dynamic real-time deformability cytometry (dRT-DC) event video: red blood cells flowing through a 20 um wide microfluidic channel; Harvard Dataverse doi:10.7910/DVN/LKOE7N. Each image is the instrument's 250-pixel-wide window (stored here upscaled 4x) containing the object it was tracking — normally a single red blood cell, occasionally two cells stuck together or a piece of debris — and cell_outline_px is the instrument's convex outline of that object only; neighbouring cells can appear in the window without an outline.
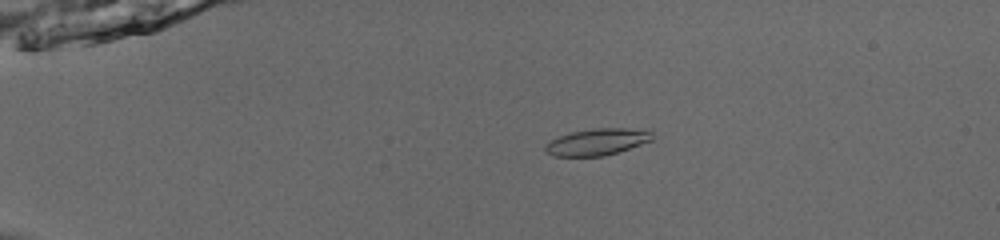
{"species": "common noctule bat (a hibernating species)", "species_latin": "Nyctalus noctula", "temperature_condition": "room temperature", "stored_images_in_passage": 55, "camera_frame_rate_fps": 3000, "um_per_image_px": 0.085, "animal": {"sex": "male", "body_mass_g": 13.0, "forearm_length_mm": 53.1}, "frame": {"image": 1, "passage_image": 14, "time_ms": 4.333, "image_size_px": [1000, 240], "cell_outline_px": [[656, 136], [652, 140], [604, 156], [552, 156], [544, 152], [544, 144], [560, 136], [572, 132], [592, 128], [648, 128]], "centroid_in_image_um": [50.79, 12.04], "position_along_channel_um": 34.2, "area_um2": 16.82}}
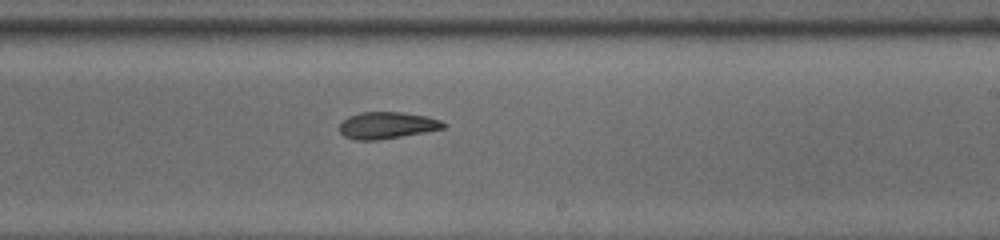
{"frame": {"image": 2, "passage_image": 36, "time_ms": 11.667, "image_size_px": [1000, 240], "cell_outline_px": [[448, 124], [444, 128], [424, 132], [376, 140], [356, 140], [344, 136], [340, 132], [340, 124], [348, 116], [360, 112], [400, 112], [428, 116], [440, 120]], "centroid_in_image_um": [32.9, 10.64], "position_along_channel_um": 256.1, "area_um2": 16.13}}
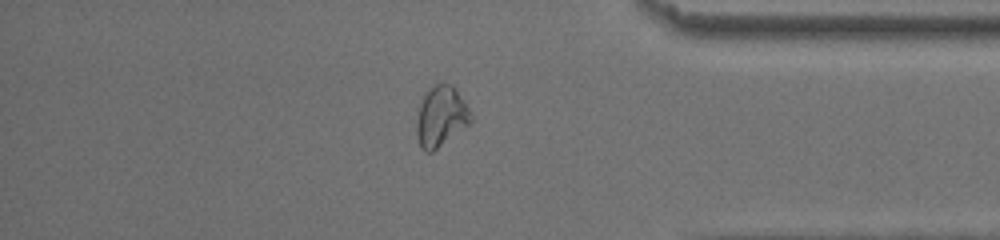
{"frame": {"image": 3, "passage_image": 48, "time_ms": 15.667, "image_size_px": [1000, 240], "cell_outline_px": [[472, 120], [468, 124], [432, 152], [428, 152], [420, 148], [416, 132], [416, 124], [420, 104], [428, 88], [440, 80], [452, 84], [456, 88], [468, 108], [472, 116]], "centroid_in_image_um": [37.46, 9.84], "position_along_channel_um": 397.7, "area_um2": 19.07}, "authors_computed_cell_mechanics": {"area_um2": 16.9932, "velocity_mm_per_s": 3.879, "shape_relaxation_time_tau1_ms": 4.507, "shape_relaxation_time_tau2_ms": 3.4951, "deformation_change_tau1": 0.1742, "deformation_change_tau2": 0.1129}}